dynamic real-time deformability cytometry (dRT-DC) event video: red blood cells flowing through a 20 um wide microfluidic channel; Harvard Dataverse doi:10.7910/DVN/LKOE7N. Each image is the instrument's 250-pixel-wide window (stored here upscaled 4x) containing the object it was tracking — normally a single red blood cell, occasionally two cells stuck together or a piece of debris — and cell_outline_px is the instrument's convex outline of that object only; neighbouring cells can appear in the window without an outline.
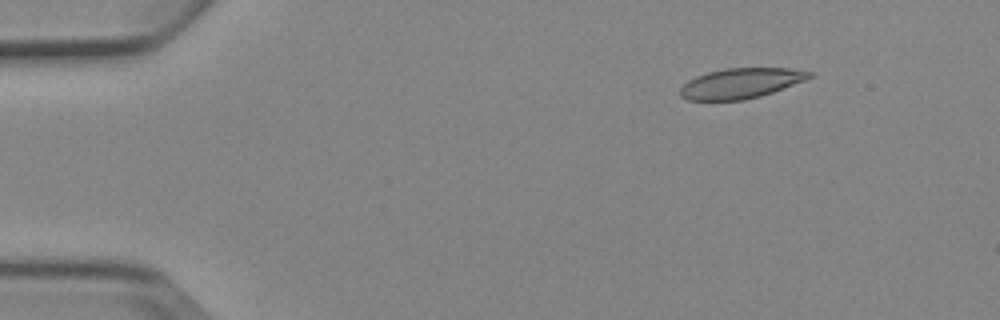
{"species": "Egyptian fruit bat (a non-hibernating species)", "species_latin": "Rousettus aegyptiacus", "temperature_condition": "cold", "stored_images_in_passage": 5, "camera_frame_rate_fps": 3000, "um_per_image_px": 0.085, "animal": {"sex": "female"}, "frame": {"image": 1, "passage_image": 2, "time_ms": 1.0, "image_size_px": [1000, 320], "cell_outline_px": [[812, 76], [804, 80], [772, 92], [760, 96], [744, 100], [688, 100], [680, 96], [680, 88], [688, 80], [696, 76], [708, 72], [724, 68], [788, 68], [812, 72]], "centroid_in_image_um": [62.93, 7.08], "position_along_channel_um": 22.1, "area_um2": 22.54}}
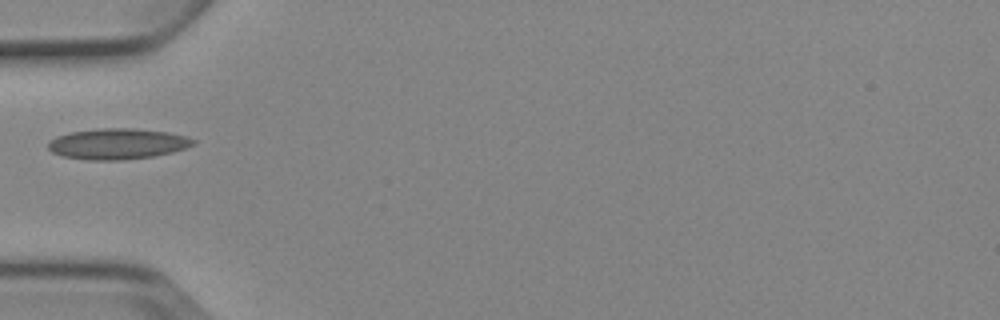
{"frame": {"image": 2, "passage_image": 5, "time_ms": 4.667, "image_size_px": [1000, 320], "cell_outline_px": [[196, 144], [172, 152], [152, 156], [124, 160], [88, 160], [60, 156], [52, 152], [48, 148], [48, 144], [56, 136], [72, 132], [96, 128], [132, 128], [168, 132], [184, 136], [196, 140]], "centroid_in_image_um": [9.97, 12.23], "position_along_channel_um": 75.0, "area_um2": 26.01}}